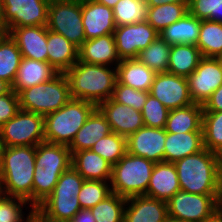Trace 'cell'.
Masks as SVG:
<instances>
[{
  "mask_svg": "<svg viewBox=\"0 0 222 222\" xmlns=\"http://www.w3.org/2000/svg\"><path fill=\"white\" fill-rule=\"evenodd\" d=\"M202 130L204 147L220 155L222 153V111H203Z\"/></svg>",
  "mask_w": 222,
  "mask_h": 222,
  "instance_id": "8d00e7d4",
  "label": "cell"
},
{
  "mask_svg": "<svg viewBox=\"0 0 222 222\" xmlns=\"http://www.w3.org/2000/svg\"><path fill=\"white\" fill-rule=\"evenodd\" d=\"M107 181L85 180L78 195L81 209L92 208L103 201L111 192Z\"/></svg>",
  "mask_w": 222,
  "mask_h": 222,
  "instance_id": "b9f144b4",
  "label": "cell"
},
{
  "mask_svg": "<svg viewBox=\"0 0 222 222\" xmlns=\"http://www.w3.org/2000/svg\"><path fill=\"white\" fill-rule=\"evenodd\" d=\"M155 163L128 152L112 165L111 192L124 198L147 193L149 180Z\"/></svg>",
  "mask_w": 222,
  "mask_h": 222,
  "instance_id": "8992f818",
  "label": "cell"
},
{
  "mask_svg": "<svg viewBox=\"0 0 222 222\" xmlns=\"http://www.w3.org/2000/svg\"><path fill=\"white\" fill-rule=\"evenodd\" d=\"M96 108L110 124L111 131L128 137L138 129L144 127L141 112L122 103H117L109 98L99 103Z\"/></svg>",
  "mask_w": 222,
  "mask_h": 222,
  "instance_id": "2e32d148",
  "label": "cell"
},
{
  "mask_svg": "<svg viewBox=\"0 0 222 222\" xmlns=\"http://www.w3.org/2000/svg\"><path fill=\"white\" fill-rule=\"evenodd\" d=\"M72 99L94 103L96 106L111 98L117 82L116 67L77 61L65 73Z\"/></svg>",
  "mask_w": 222,
  "mask_h": 222,
  "instance_id": "7a4b0ae2",
  "label": "cell"
},
{
  "mask_svg": "<svg viewBox=\"0 0 222 222\" xmlns=\"http://www.w3.org/2000/svg\"><path fill=\"white\" fill-rule=\"evenodd\" d=\"M58 72L48 63L22 57L11 86L15 93L53 78Z\"/></svg>",
  "mask_w": 222,
  "mask_h": 222,
  "instance_id": "d4e9b609",
  "label": "cell"
},
{
  "mask_svg": "<svg viewBox=\"0 0 222 222\" xmlns=\"http://www.w3.org/2000/svg\"><path fill=\"white\" fill-rule=\"evenodd\" d=\"M95 109L92 102L71 98L62 108L44 116L45 141L69 146Z\"/></svg>",
  "mask_w": 222,
  "mask_h": 222,
  "instance_id": "5b68a950",
  "label": "cell"
},
{
  "mask_svg": "<svg viewBox=\"0 0 222 222\" xmlns=\"http://www.w3.org/2000/svg\"><path fill=\"white\" fill-rule=\"evenodd\" d=\"M71 166L85 179L110 181L112 165L91 149L72 153Z\"/></svg>",
  "mask_w": 222,
  "mask_h": 222,
  "instance_id": "484cf974",
  "label": "cell"
},
{
  "mask_svg": "<svg viewBox=\"0 0 222 222\" xmlns=\"http://www.w3.org/2000/svg\"><path fill=\"white\" fill-rule=\"evenodd\" d=\"M20 110L18 94L11 90L0 96V127Z\"/></svg>",
  "mask_w": 222,
  "mask_h": 222,
  "instance_id": "bcb514c9",
  "label": "cell"
},
{
  "mask_svg": "<svg viewBox=\"0 0 222 222\" xmlns=\"http://www.w3.org/2000/svg\"><path fill=\"white\" fill-rule=\"evenodd\" d=\"M36 222H54V221H36Z\"/></svg>",
  "mask_w": 222,
  "mask_h": 222,
  "instance_id": "be15d7a7",
  "label": "cell"
},
{
  "mask_svg": "<svg viewBox=\"0 0 222 222\" xmlns=\"http://www.w3.org/2000/svg\"><path fill=\"white\" fill-rule=\"evenodd\" d=\"M77 2H85V1H91V0H75Z\"/></svg>",
  "mask_w": 222,
  "mask_h": 222,
  "instance_id": "94428289",
  "label": "cell"
},
{
  "mask_svg": "<svg viewBox=\"0 0 222 222\" xmlns=\"http://www.w3.org/2000/svg\"><path fill=\"white\" fill-rule=\"evenodd\" d=\"M204 222H222V211H217L211 218Z\"/></svg>",
  "mask_w": 222,
  "mask_h": 222,
  "instance_id": "f5cc1de1",
  "label": "cell"
},
{
  "mask_svg": "<svg viewBox=\"0 0 222 222\" xmlns=\"http://www.w3.org/2000/svg\"><path fill=\"white\" fill-rule=\"evenodd\" d=\"M202 114L203 107L197 103L170 110L164 130L169 133L203 132Z\"/></svg>",
  "mask_w": 222,
  "mask_h": 222,
  "instance_id": "83f0119b",
  "label": "cell"
},
{
  "mask_svg": "<svg viewBox=\"0 0 222 222\" xmlns=\"http://www.w3.org/2000/svg\"><path fill=\"white\" fill-rule=\"evenodd\" d=\"M51 0H1L2 28L47 26Z\"/></svg>",
  "mask_w": 222,
  "mask_h": 222,
  "instance_id": "30bf717a",
  "label": "cell"
},
{
  "mask_svg": "<svg viewBox=\"0 0 222 222\" xmlns=\"http://www.w3.org/2000/svg\"><path fill=\"white\" fill-rule=\"evenodd\" d=\"M196 46L203 57L215 58L222 52V23L201 20L199 38Z\"/></svg>",
  "mask_w": 222,
  "mask_h": 222,
  "instance_id": "d6a6232c",
  "label": "cell"
},
{
  "mask_svg": "<svg viewBox=\"0 0 222 222\" xmlns=\"http://www.w3.org/2000/svg\"><path fill=\"white\" fill-rule=\"evenodd\" d=\"M11 90V85L8 82L0 79V96L9 93Z\"/></svg>",
  "mask_w": 222,
  "mask_h": 222,
  "instance_id": "816d5d0a",
  "label": "cell"
},
{
  "mask_svg": "<svg viewBox=\"0 0 222 222\" xmlns=\"http://www.w3.org/2000/svg\"><path fill=\"white\" fill-rule=\"evenodd\" d=\"M18 98L21 110L45 116L71 99L68 79L64 73H57L46 82L21 90Z\"/></svg>",
  "mask_w": 222,
  "mask_h": 222,
  "instance_id": "52a82bcc",
  "label": "cell"
},
{
  "mask_svg": "<svg viewBox=\"0 0 222 222\" xmlns=\"http://www.w3.org/2000/svg\"><path fill=\"white\" fill-rule=\"evenodd\" d=\"M91 150L114 165L127 153V137L111 132L99 139Z\"/></svg>",
  "mask_w": 222,
  "mask_h": 222,
  "instance_id": "74e56055",
  "label": "cell"
},
{
  "mask_svg": "<svg viewBox=\"0 0 222 222\" xmlns=\"http://www.w3.org/2000/svg\"><path fill=\"white\" fill-rule=\"evenodd\" d=\"M169 111L157 98L149 94L141 110L144 125L152 128H164Z\"/></svg>",
  "mask_w": 222,
  "mask_h": 222,
  "instance_id": "7bdbcfd3",
  "label": "cell"
},
{
  "mask_svg": "<svg viewBox=\"0 0 222 222\" xmlns=\"http://www.w3.org/2000/svg\"><path fill=\"white\" fill-rule=\"evenodd\" d=\"M4 29L3 28H0V37L4 34Z\"/></svg>",
  "mask_w": 222,
  "mask_h": 222,
  "instance_id": "91938a15",
  "label": "cell"
},
{
  "mask_svg": "<svg viewBox=\"0 0 222 222\" xmlns=\"http://www.w3.org/2000/svg\"><path fill=\"white\" fill-rule=\"evenodd\" d=\"M192 101L203 105L222 85V66L213 57H203L195 71L187 77Z\"/></svg>",
  "mask_w": 222,
  "mask_h": 222,
  "instance_id": "5bb4252c",
  "label": "cell"
},
{
  "mask_svg": "<svg viewBox=\"0 0 222 222\" xmlns=\"http://www.w3.org/2000/svg\"><path fill=\"white\" fill-rule=\"evenodd\" d=\"M220 155L204 148L174 163L180 188L194 194H218Z\"/></svg>",
  "mask_w": 222,
  "mask_h": 222,
  "instance_id": "3957f363",
  "label": "cell"
},
{
  "mask_svg": "<svg viewBox=\"0 0 222 222\" xmlns=\"http://www.w3.org/2000/svg\"><path fill=\"white\" fill-rule=\"evenodd\" d=\"M181 190L174 163H155L145 196L167 202Z\"/></svg>",
  "mask_w": 222,
  "mask_h": 222,
  "instance_id": "44dd1931",
  "label": "cell"
},
{
  "mask_svg": "<svg viewBox=\"0 0 222 222\" xmlns=\"http://www.w3.org/2000/svg\"><path fill=\"white\" fill-rule=\"evenodd\" d=\"M0 28H2V10H1V0H0Z\"/></svg>",
  "mask_w": 222,
  "mask_h": 222,
  "instance_id": "680465c9",
  "label": "cell"
},
{
  "mask_svg": "<svg viewBox=\"0 0 222 222\" xmlns=\"http://www.w3.org/2000/svg\"><path fill=\"white\" fill-rule=\"evenodd\" d=\"M95 1L107 7L113 8L119 0H95Z\"/></svg>",
  "mask_w": 222,
  "mask_h": 222,
  "instance_id": "11a10c76",
  "label": "cell"
},
{
  "mask_svg": "<svg viewBox=\"0 0 222 222\" xmlns=\"http://www.w3.org/2000/svg\"><path fill=\"white\" fill-rule=\"evenodd\" d=\"M36 146L6 147L0 167V193L20 197L33 206Z\"/></svg>",
  "mask_w": 222,
  "mask_h": 222,
  "instance_id": "6da1fadb",
  "label": "cell"
},
{
  "mask_svg": "<svg viewBox=\"0 0 222 222\" xmlns=\"http://www.w3.org/2000/svg\"><path fill=\"white\" fill-rule=\"evenodd\" d=\"M82 21L86 40L113 34L116 29L113 8L95 0L82 2Z\"/></svg>",
  "mask_w": 222,
  "mask_h": 222,
  "instance_id": "ac0fdd59",
  "label": "cell"
},
{
  "mask_svg": "<svg viewBox=\"0 0 222 222\" xmlns=\"http://www.w3.org/2000/svg\"><path fill=\"white\" fill-rule=\"evenodd\" d=\"M78 49L61 34L47 31V62L58 73H65L78 61Z\"/></svg>",
  "mask_w": 222,
  "mask_h": 222,
  "instance_id": "603a6c76",
  "label": "cell"
},
{
  "mask_svg": "<svg viewBox=\"0 0 222 222\" xmlns=\"http://www.w3.org/2000/svg\"><path fill=\"white\" fill-rule=\"evenodd\" d=\"M169 3L189 5L190 0H147L148 7L161 6Z\"/></svg>",
  "mask_w": 222,
  "mask_h": 222,
  "instance_id": "681fc988",
  "label": "cell"
},
{
  "mask_svg": "<svg viewBox=\"0 0 222 222\" xmlns=\"http://www.w3.org/2000/svg\"><path fill=\"white\" fill-rule=\"evenodd\" d=\"M202 58L203 56L196 45H171L167 72L187 78L195 71Z\"/></svg>",
  "mask_w": 222,
  "mask_h": 222,
  "instance_id": "f546056e",
  "label": "cell"
},
{
  "mask_svg": "<svg viewBox=\"0 0 222 222\" xmlns=\"http://www.w3.org/2000/svg\"><path fill=\"white\" fill-rule=\"evenodd\" d=\"M47 28L61 34L79 48L86 40L82 21V2L51 0Z\"/></svg>",
  "mask_w": 222,
  "mask_h": 222,
  "instance_id": "ba28073f",
  "label": "cell"
},
{
  "mask_svg": "<svg viewBox=\"0 0 222 222\" xmlns=\"http://www.w3.org/2000/svg\"><path fill=\"white\" fill-rule=\"evenodd\" d=\"M204 148L203 132H166L164 162L175 163L176 161L195 154Z\"/></svg>",
  "mask_w": 222,
  "mask_h": 222,
  "instance_id": "7402d4cb",
  "label": "cell"
},
{
  "mask_svg": "<svg viewBox=\"0 0 222 222\" xmlns=\"http://www.w3.org/2000/svg\"><path fill=\"white\" fill-rule=\"evenodd\" d=\"M120 60L136 59L139 52L147 48L159 33L147 22L121 25L113 32Z\"/></svg>",
  "mask_w": 222,
  "mask_h": 222,
  "instance_id": "7c38bea8",
  "label": "cell"
},
{
  "mask_svg": "<svg viewBox=\"0 0 222 222\" xmlns=\"http://www.w3.org/2000/svg\"><path fill=\"white\" fill-rule=\"evenodd\" d=\"M22 54L8 33L0 37V79L11 86L15 80Z\"/></svg>",
  "mask_w": 222,
  "mask_h": 222,
  "instance_id": "1f68e13d",
  "label": "cell"
},
{
  "mask_svg": "<svg viewBox=\"0 0 222 222\" xmlns=\"http://www.w3.org/2000/svg\"><path fill=\"white\" fill-rule=\"evenodd\" d=\"M150 94L157 98L168 110L194 103L190 97L187 78L168 72L155 75Z\"/></svg>",
  "mask_w": 222,
  "mask_h": 222,
  "instance_id": "4fadbf2b",
  "label": "cell"
},
{
  "mask_svg": "<svg viewBox=\"0 0 222 222\" xmlns=\"http://www.w3.org/2000/svg\"><path fill=\"white\" fill-rule=\"evenodd\" d=\"M28 222H36L35 221V216L31 220H29Z\"/></svg>",
  "mask_w": 222,
  "mask_h": 222,
  "instance_id": "6125c7cd",
  "label": "cell"
},
{
  "mask_svg": "<svg viewBox=\"0 0 222 222\" xmlns=\"http://www.w3.org/2000/svg\"><path fill=\"white\" fill-rule=\"evenodd\" d=\"M170 50L171 45L158 36L136 59L156 73L167 72Z\"/></svg>",
  "mask_w": 222,
  "mask_h": 222,
  "instance_id": "e575fe53",
  "label": "cell"
},
{
  "mask_svg": "<svg viewBox=\"0 0 222 222\" xmlns=\"http://www.w3.org/2000/svg\"><path fill=\"white\" fill-rule=\"evenodd\" d=\"M47 26L12 28L8 34L16 42L22 57L47 62Z\"/></svg>",
  "mask_w": 222,
  "mask_h": 222,
  "instance_id": "e0dca14e",
  "label": "cell"
},
{
  "mask_svg": "<svg viewBox=\"0 0 222 222\" xmlns=\"http://www.w3.org/2000/svg\"><path fill=\"white\" fill-rule=\"evenodd\" d=\"M188 13L199 20L222 23V0H190Z\"/></svg>",
  "mask_w": 222,
  "mask_h": 222,
  "instance_id": "ee69618b",
  "label": "cell"
},
{
  "mask_svg": "<svg viewBox=\"0 0 222 222\" xmlns=\"http://www.w3.org/2000/svg\"><path fill=\"white\" fill-rule=\"evenodd\" d=\"M117 82L136 90L150 92L157 74L137 59H124L116 67Z\"/></svg>",
  "mask_w": 222,
  "mask_h": 222,
  "instance_id": "4316f807",
  "label": "cell"
},
{
  "mask_svg": "<svg viewBox=\"0 0 222 222\" xmlns=\"http://www.w3.org/2000/svg\"><path fill=\"white\" fill-rule=\"evenodd\" d=\"M163 222H185V221L168 216Z\"/></svg>",
  "mask_w": 222,
  "mask_h": 222,
  "instance_id": "9f6ffc18",
  "label": "cell"
},
{
  "mask_svg": "<svg viewBox=\"0 0 222 222\" xmlns=\"http://www.w3.org/2000/svg\"><path fill=\"white\" fill-rule=\"evenodd\" d=\"M217 195L179 190L167 201L168 216L185 222H204L219 211Z\"/></svg>",
  "mask_w": 222,
  "mask_h": 222,
  "instance_id": "8fae6325",
  "label": "cell"
},
{
  "mask_svg": "<svg viewBox=\"0 0 222 222\" xmlns=\"http://www.w3.org/2000/svg\"><path fill=\"white\" fill-rule=\"evenodd\" d=\"M149 94L150 92L136 90L132 87L116 82L111 99L117 103L130 106L141 112Z\"/></svg>",
  "mask_w": 222,
  "mask_h": 222,
  "instance_id": "f6af8a7d",
  "label": "cell"
},
{
  "mask_svg": "<svg viewBox=\"0 0 222 222\" xmlns=\"http://www.w3.org/2000/svg\"><path fill=\"white\" fill-rule=\"evenodd\" d=\"M203 111H222V85H220L202 105Z\"/></svg>",
  "mask_w": 222,
  "mask_h": 222,
  "instance_id": "7dc6e473",
  "label": "cell"
},
{
  "mask_svg": "<svg viewBox=\"0 0 222 222\" xmlns=\"http://www.w3.org/2000/svg\"><path fill=\"white\" fill-rule=\"evenodd\" d=\"M64 171H49L35 165L33 179V207L36 208L52 192Z\"/></svg>",
  "mask_w": 222,
  "mask_h": 222,
  "instance_id": "ab89813d",
  "label": "cell"
},
{
  "mask_svg": "<svg viewBox=\"0 0 222 222\" xmlns=\"http://www.w3.org/2000/svg\"><path fill=\"white\" fill-rule=\"evenodd\" d=\"M78 60L87 64L115 67L121 62L113 34L103 35L97 38L85 40L78 49Z\"/></svg>",
  "mask_w": 222,
  "mask_h": 222,
  "instance_id": "ffe728a7",
  "label": "cell"
},
{
  "mask_svg": "<svg viewBox=\"0 0 222 222\" xmlns=\"http://www.w3.org/2000/svg\"><path fill=\"white\" fill-rule=\"evenodd\" d=\"M5 149H6V145H5V142L3 141V138L1 136V131H0V167L3 161Z\"/></svg>",
  "mask_w": 222,
  "mask_h": 222,
  "instance_id": "db71d44e",
  "label": "cell"
},
{
  "mask_svg": "<svg viewBox=\"0 0 222 222\" xmlns=\"http://www.w3.org/2000/svg\"><path fill=\"white\" fill-rule=\"evenodd\" d=\"M215 58L219 61L220 65L222 66V52L219 55H217Z\"/></svg>",
  "mask_w": 222,
  "mask_h": 222,
  "instance_id": "6f0895ef",
  "label": "cell"
},
{
  "mask_svg": "<svg viewBox=\"0 0 222 222\" xmlns=\"http://www.w3.org/2000/svg\"><path fill=\"white\" fill-rule=\"evenodd\" d=\"M217 205H218V209L222 211V161L219 168Z\"/></svg>",
  "mask_w": 222,
  "mask_h": 222,
  "instance_id": "f907efd6",
  "label": "cell"
},
{
  "mask_svg": "<svg viewBox=\"0 0 222 222\" xmlns=\"http://www.w3.org/2000/svg\"><path fill=\"white\" fill-rule=\"evenodd\" d=\"M201 20L187 13L180 20L159 32V36L169 45H196L199 38Z\"/></svg>",
  "mask_w": 222,
  "mask_h": 222,
  "instance_id": "f1b7e54d",
  "label": "cell"
},
{
  "mask_svg": "<svg viewBox=\"0 0 222 222\" xmlns=\"http://www.w3.org/2000/svg\"><path fill=\"white\" fill-rule=\"evenodd\" d=\"M30 205L31 211L25 218L22 207ZM35 216V208L25 199L20 197L6 196L0 193V222H28Z\"/></svg>",
  "mask_w": 222,
  "mask_h": 222,
  "instance_id": "60d3db41",
  "label": "cell"
},
{
  "mask_svg": "<svg viewBox=\"0 0 222 222\" xmlns=\"http://www.w3.org/2000/svg\"><path fill=\"white\" fill-rule=\"evenodd\" d=\"M166 131L144 126L127 137V152L154 163L164 162Z\"/></svg>",
  "mask_w": 222,
  "mask_h": 222,
  "instance_id": "9a60e30c",
  "label": "cell"
},
{
  "mask_svg": "<svg viewBox=\"0 0 222 222\" xmlns=\"http://www.w3.org/2000/svg\"><path fill=\"white\" fill-rule=\"evenodd\" d=\"M167 217L168 205L163 200L145 195L127 198L123 222H163Z\"/></svg>",
  "mask_w": 222,
  "mask_h": 222,
  "instance_id": "d6986e66",
  "label": "cell"
},
{
  "mask_svg": "<svg viewBox=\"0 0 222 222\" xmlns=\"http://www.w3.org/2000/svg\"><path fill=\"white\" fill-rule=\"evenodd\" d=\"M188 13V5L169 3L148 7L146 21L159 33Z\"/></svg>",
  "mask_w": 222,
  "mask_h": 222,
  "instance_id": "836d02e7",
  "label": "cell"
},
{
  "mask_svg": "<svg viewBox=\"0 0 222 222\" xmlns=\"http://www.w3.org/2000/svg\"><path fill=\"white\" fill-rule=\"evenodd\" d=\"M127 199L111 193L96 206L90 208L96 222H123Z\"/></svg>",
  "mask_w": 222,
  "mask_h": 222,
  "instance_id": "f35d334b",
  "label": "cell"
},
{
  "mask_svg": "<svg viewBox=\"0 0 222 222\" xmlns=\"http://www.w3.org/2000/svg\"><path fill=\"white\" fill-rule=\"evenodd\" d=\"M72 154L68 146L41 142L36 145L35 164L49 171H65L71 166Z\"/></svg>",
  "mask_w": 222,
  "mask_h": 222,
  "instance_id": "4dcf8cb0",
  "label": "cell"
},
{
  "mask_svg": "<svg viewBox=\"0 0 222 222\" xmlns=\"http://www.w3.org/2000/svg\"><path fill=\"white\" fill-rule=\"evenodd\" d=\"M85 179L70 166L53 192L35 208V221L69 222L81 209L78 195Z\"/></svg>",
  "mask_w": 222,
  "mask_h": 222,
  "instance_id": "277c9868",
  "label": "cell"
},
{
  "mask_svg": "<svg viewBox=\"0 0 222 222\" xmlns=\"http://www.w3.org/2000/svg\"><path fill=\"white\" fill-rule=\"evenodd\" d=\"M147 0H119L113 7L116 27L146 21Z\"/></svg>",
  "mask_w": 222,
  "mask_h": 222,
  "instance_id": "d590c367",
  "label": "cell"
},
{
  "mask_svg": "<svg viewBox=\"0 0 222 222\" xmlns=\"http://www.w3.org/2000/svg\"><path fill=\"white\" fill-rule=\"evenodd\" d=\"M69 222H96L90 208L80 209Z\"/></svg>",
  "mask_w": 222,
  "mask_h": 222,
  "instance_id": "c3c4849f",
  "label": "cell"
},
{
  "mask_svg": "<svg viewBox=\"0 0 222 222\" xmlns=\"http://www.w3.org/2000/svg\"><path fill=\"white\" fill-rule=\"evenodd\" d=\"M0 131L6 147L36 146L45 141L44 116L20 109Z\"/></svg>",
  "mask_w": 222,
  "mask_h": 222,
  "instance_id": "9c48e42d",
  "label": "cell"
},
{
  "mask_svg": "<svg viewBox=\"0 0 222 222\" xmlns=\"http://www.w3.org/2000/svg\"><path fill=\"white\" fill-rule=\"evenodd\" d=\"M111 132L110 124L96 108L79 129L68 148L71 154L77 151L89 150L99 139Z\"/></svg>",
  "mask_w": 222,
  "mask_h": 222,
  "instance_id": "cb8c5ba5",
  "label": "cell"
}]
</instances>
